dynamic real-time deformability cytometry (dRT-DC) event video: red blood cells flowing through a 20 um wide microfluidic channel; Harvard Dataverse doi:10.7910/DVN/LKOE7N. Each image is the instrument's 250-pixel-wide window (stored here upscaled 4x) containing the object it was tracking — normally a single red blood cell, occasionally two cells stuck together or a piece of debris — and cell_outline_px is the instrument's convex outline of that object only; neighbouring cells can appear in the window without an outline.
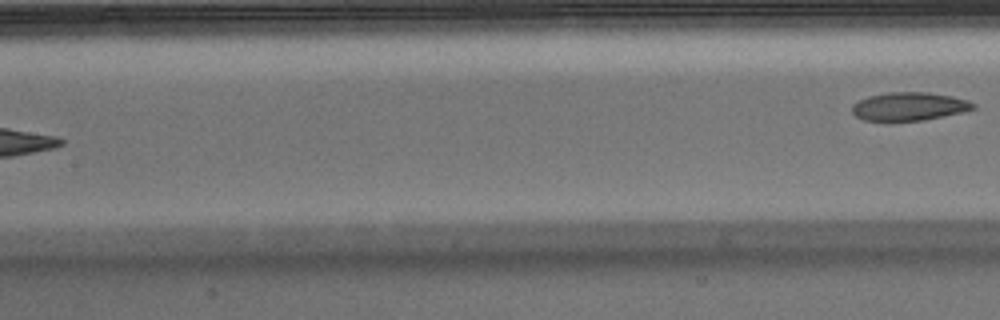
{"species": "Egyptian fruit bat (a non-hibernating species)", "species_latin": "Rousettus aegyptiacus", "temperature_condition": "warm", "stored_images_in_passage": 7, "segment_of_instrument_passage": [2, 2], "camera_frame_rate_fps": 3000, "um_per_image_px": 0.085, "animal": {"sex": "male"}, "frame": {"image": 1, "passage_image": 7, "time_ms": 2.0, "image_size_px": [1000, 320], "cell_outline_px": [[976, 108], [964, 112], [924, 120], [864, 120], [856, 116], [852, 112], [852, 104], [868, 96], [888, 92], [928, 92], [952, 96], [968, 100], [976, 104]], "centroid_in_image_um": [77.31, 9.03], "position_along_channel_um": 130.1, "area_um2": 19.94}}